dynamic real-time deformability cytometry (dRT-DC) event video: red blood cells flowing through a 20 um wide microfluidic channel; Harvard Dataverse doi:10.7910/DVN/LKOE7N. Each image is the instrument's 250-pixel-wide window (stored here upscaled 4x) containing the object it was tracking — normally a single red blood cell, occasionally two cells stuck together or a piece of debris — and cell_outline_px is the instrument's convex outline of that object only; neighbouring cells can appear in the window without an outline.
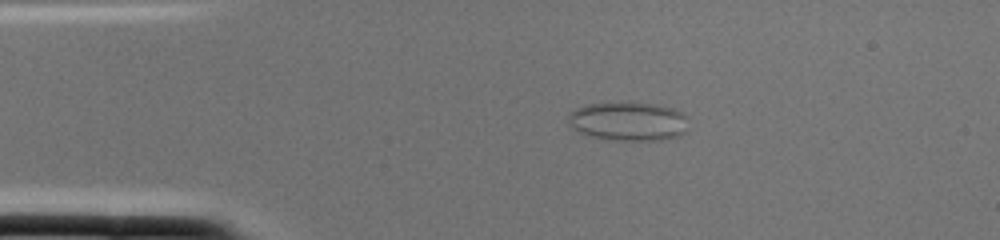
{"species": "common noctule bat (a hibernating species)", "species_latin": "Nyctalus noctula", "temperature_condition": "cold", "stored_images_in_passage": 1, "camera_frame_rate_fps": 3000, "um_per_image_px": 0.085, "animal": {"sex": "female", "body_mass_g": 22.0, "forearm_length_mm": 56.7}, "frame": {"image": 1, "passage_image": 1, "time_ms": 0.0, "image_size_px": [1000, 240], "cell_outline_px": [[688, 116], [684, 132], [680, 136], [660, 140], [612, 140], [592, 136], [580, 132], [572, 128], [568, 124], [568, 116], [576, 108], [588, 104], [656, 104], [672, 108], [684, 112]], "centroid_in_image_um": [53.43, 10.33], "position_along_channel_um": 31.6, "area_um2": 26.82}}